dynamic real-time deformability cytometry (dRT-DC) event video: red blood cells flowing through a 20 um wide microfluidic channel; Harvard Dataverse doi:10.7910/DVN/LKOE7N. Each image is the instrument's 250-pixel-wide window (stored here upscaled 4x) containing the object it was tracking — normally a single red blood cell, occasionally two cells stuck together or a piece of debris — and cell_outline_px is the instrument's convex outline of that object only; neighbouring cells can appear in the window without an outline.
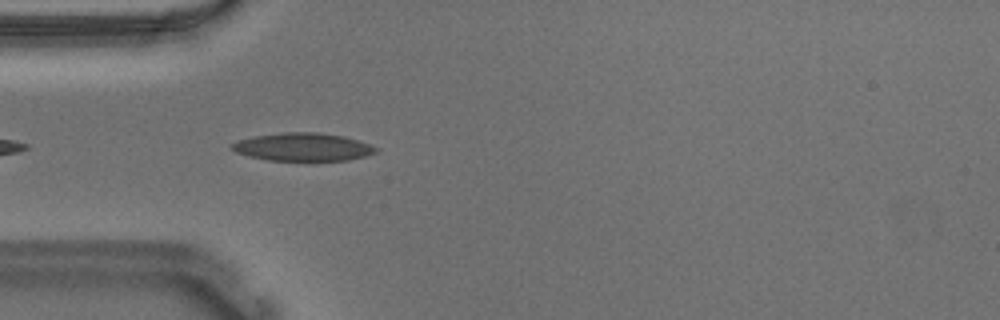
{"species": "Egyptian fruit bat (a non-hibernating species)", "species_latin": "Rousettus aegyptiacus", "temperature_condition": "warm", "stored_images_in_passage": 22, "camera_frame_rate_fps": 3000, "um_per_image_px": 0.085, "animal": {"sex": "male"}, "frame": {"image": 1, "passage_image": 4, "time_ms": 1.0, "image_size_px": [1000, 320], "cell_outline_px": [[380, 148], [376, 152], [364, 156], [348, 160], [268, 160], [248, 156], [236, 152], [232, 148], [232, 144], [240, 140], [256, 136], [284, 132], [316, 132], [344, 136]], "centroid_in_image_um": [25.77, 12.49], "position_along_channel_um": 59.2, "area_um2": 23.12}}